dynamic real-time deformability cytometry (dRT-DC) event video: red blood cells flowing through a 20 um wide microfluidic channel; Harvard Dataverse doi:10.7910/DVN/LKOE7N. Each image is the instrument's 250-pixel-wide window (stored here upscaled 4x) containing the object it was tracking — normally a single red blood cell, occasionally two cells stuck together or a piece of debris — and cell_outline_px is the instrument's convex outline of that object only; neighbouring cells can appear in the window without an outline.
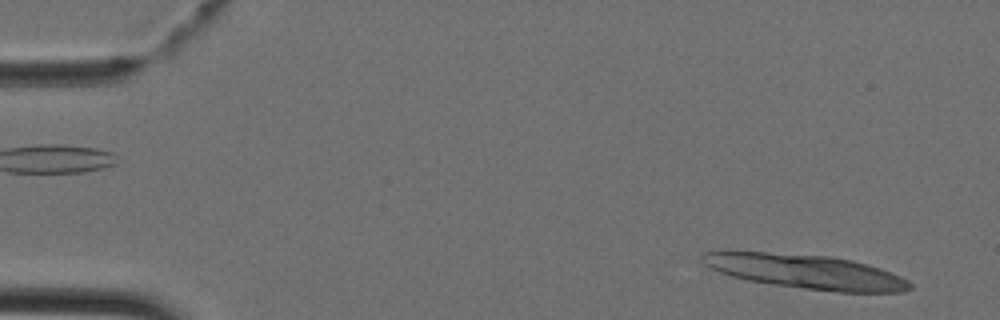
{"species": "Egyptian fruit bat (a non-hibernating species)", "species_latin": "Rousettus aegyptiacus", "temperature_condition": "cold", "stored_images_in_passage": 10, "camera_frame_rate_fps": 3000, "um_per_image_px": 0.085, "animal": {"sex": "female"}, "frame": {"image": 1, "passage_image": 2, "time_ms": 0.333, "image_size_px": [1000, 320], "cell_outline_px": [[912, 288], [904, 292], [836, 292], [804, 288], [748, 280], [732, 276], [720, 272], [704, 264], [700, 260], [700, 256], [704, 252], [728, 248], [828, 256], [852, 260], [868, 264], [880, 268], [900, 276], [908, 280], [912, 284]], "centroid_in_image_um": [68.4, 23.04], "position_along_channel_um": 16.6, "area_um2": 42.25}}